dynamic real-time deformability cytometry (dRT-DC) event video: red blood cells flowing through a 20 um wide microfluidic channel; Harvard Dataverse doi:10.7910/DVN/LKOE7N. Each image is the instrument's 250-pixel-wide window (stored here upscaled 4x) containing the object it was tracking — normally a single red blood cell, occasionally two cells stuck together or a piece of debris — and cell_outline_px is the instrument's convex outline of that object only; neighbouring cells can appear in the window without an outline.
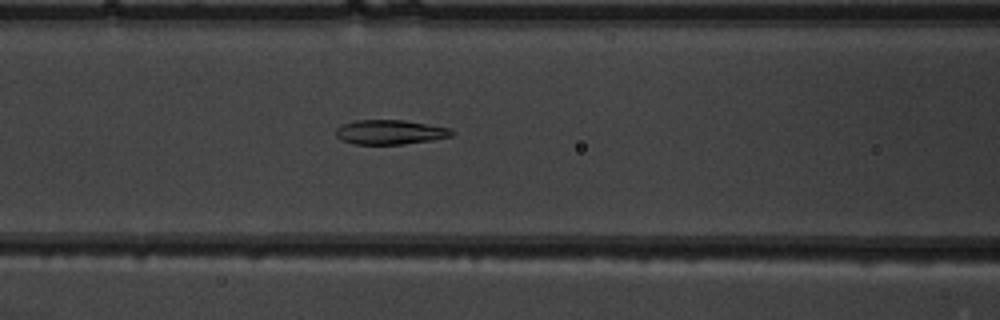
{"species": "common noctule bat (a hibernating species)", "species_latin": "Nyctalus noctula", "temperature_condition": "warm", "stored_images_in_passage": 36, "camera_frame_rate_fps": 3000, "um_per_image_px": 0.085, "animal": {"sex": "male", "body_mass_g": 19.5, "forearm_length_mm": 54.6}, "frame": {"image": 1, "passage_image": 7, "time_ms": 2.0, "image_size_px": [1000, 320], "cell_outline_px": [[456, 132], [452, 136], [432, 140], [404, 144], [356, 144], [340, 140], [336, 136], [336, 128], [344, 124], [356, 120], [404, 120], [448, 128]], "centroid_in_image_um": [33.15, 11.23], "position_along_channel_um": 133.4, "area_um2": 16.47}}
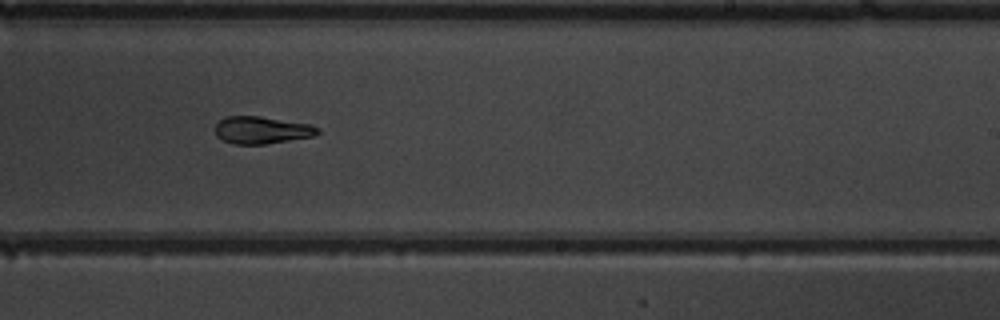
{"frame": {"image": 2, "passage_image": 17, "time_ms": 5.333, "image_size_px": [1000, 320], "cell_outline_px": [[320, 132], [316, 136], [264, 144], [232, 144], [220, 140], [216, 136], [216, 124], [224, 116], [260, 116], [312, 124], [320, 128]], "centroid_in_image_um": [22.26, 11.06], "position_along_channel_um": 266.7, "area_um2": 16.59}}
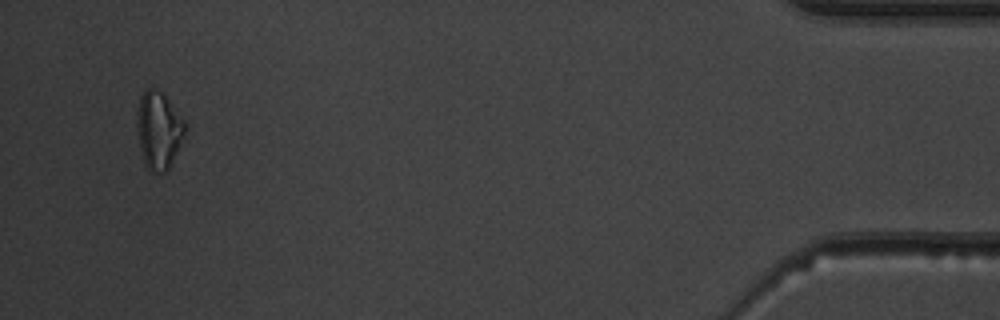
{"frame": {"image": 3, "passage_image": 34, "time_ms": 11.0, "image_size_px": [1000, 320], "cell_outline_px": [[188, 124], [172, 160], [168, 168], [164, 172], [152, 172], [144, 164], [140, 148], [136, 124], [136, 112], [140, 96], [148, 88], [156, 88], [164, 96]], "centroid_in_image_um": [13.45, 11.05], "position_along_channel_um": 421.7, "area_um2": 21.33}, "authors_computed_cell_mechanics": {"area_um2": 16.9643, "velocity_mm_per_s": 4.0134, "shape_relaxation_time_tau1_ms": null, "shape_relaxation_time_tau2_ms": 4.0578, "deformation_change_tau1": null, "deformation_change_tau2": 0.0926}}